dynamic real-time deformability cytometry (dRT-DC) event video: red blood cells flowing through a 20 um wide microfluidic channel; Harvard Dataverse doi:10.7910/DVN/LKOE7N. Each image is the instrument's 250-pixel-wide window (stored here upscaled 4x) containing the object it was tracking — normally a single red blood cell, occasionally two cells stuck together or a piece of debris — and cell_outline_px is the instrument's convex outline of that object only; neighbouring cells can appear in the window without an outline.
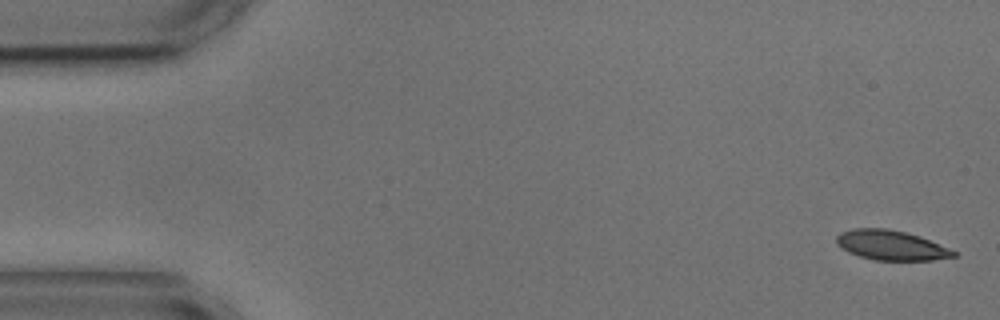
{"species": "common noctule bat (a hibernating species)", "species_latin": "Nyctalus noctula", "temperature_condition": "cold", "stored_images_in_passage": 4, "camera_frame_rate_fps": 3000, "um_per_image_px": 0.085, "animal": {"sex": "male", "body_mass_g": 17.9, "forearm_length_mm": 54.2}, "frame": {"image": 1, "passage_image": 1, "time_ms": 0.0, "image_size_px": [1000, 320], "cell_outline_px": [[960, 252], [956, 256], [932, 260], [872, 260], [848, 252], [836, 244], [836, 236], [840, 232], [852, 228], [884, 228], [904, 232], [920, 236]], "centroid_in_image_um": [75.75, 20.84], "position_along_channel_um": 9.3, "area_um2": 20.46}}